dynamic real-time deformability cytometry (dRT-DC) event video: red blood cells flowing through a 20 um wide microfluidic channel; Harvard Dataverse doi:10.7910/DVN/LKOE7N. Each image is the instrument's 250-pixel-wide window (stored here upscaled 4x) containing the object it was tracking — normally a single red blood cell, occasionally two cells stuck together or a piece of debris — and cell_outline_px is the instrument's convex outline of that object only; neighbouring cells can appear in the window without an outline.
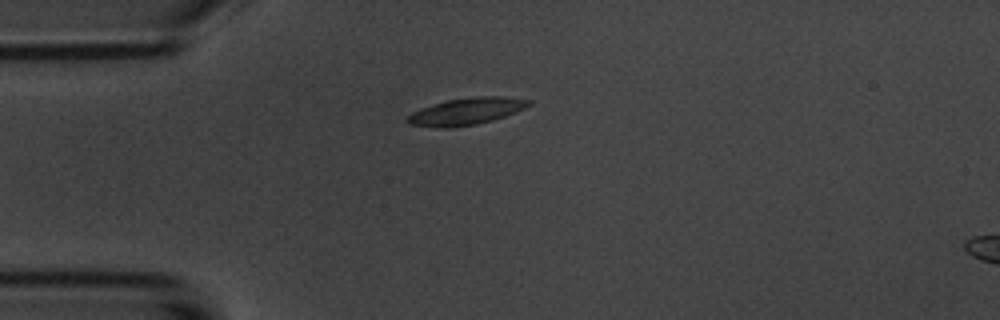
{"species": "common noctule bat (a hibernating species)", "species_latin": "Nyctalus noctula", "temperature_condition": "room temperature", "stored_images_in_passage": 2, "segment_of_instrument_passage": [1, 2], "camera_frame_rate_fps": 3000, "um_per_image_px": 0.085, "animal": {"sex": "male", "body_mass_g": 20.1, "forearm_length_mm": 53.5}, "frame": {"image": 1, "passage_image": 1, "time_ms": 0.0, "image_size_px": [1000, 320], "cell_outline_px": [[532, 104], [516, 112], [492, 120], [476, 124], [408, 124], [404, 120], [412, 112], [420, 108], [432, 104], [448, 100], [472, 96], [504, 96], [532, 100]], "centroid_in_image_um": [39.74, 9.38], "position_along_channel_um": 45.3, "area_um2": 18.09}}